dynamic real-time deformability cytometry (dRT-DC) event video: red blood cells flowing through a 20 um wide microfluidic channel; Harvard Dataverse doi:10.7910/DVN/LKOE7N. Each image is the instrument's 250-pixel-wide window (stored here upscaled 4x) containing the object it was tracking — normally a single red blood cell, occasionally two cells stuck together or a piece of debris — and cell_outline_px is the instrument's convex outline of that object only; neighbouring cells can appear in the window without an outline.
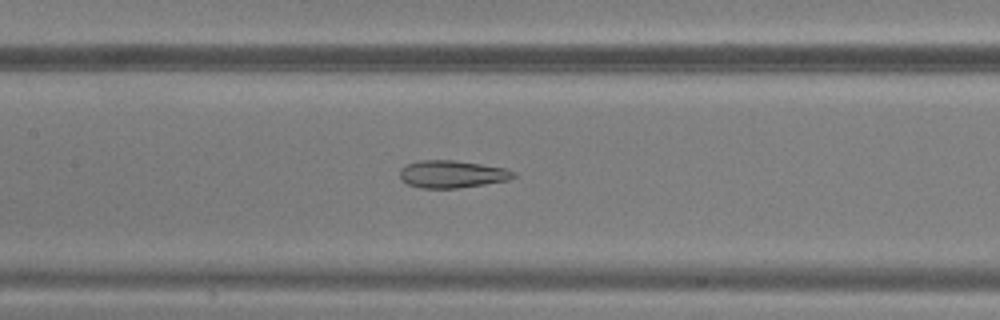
{"species": "common noctule bat (a hibernating species)", "species_latin": "Nyctalus noctula", "temperature_condition": "warm", "stored_images_in_passage": 41, "camera_frame_rate_fps": 3000, "um_per_image_px": 0.085, "animal": {"sex": "male", "body_mass_g": 20.5, "forearm_length_mm": 52.5}, "frame": {"image": 1, "passage_image": 16, "time_ms": 5.0, "image_size_px": [1000, 320], "cell_outline_px": [[516, 176], [508, 180], [484, 184], [456, 188], [420, 188], [408, 184], [400, 180], [400, 168], [408, 164], [420, 160], [456, 160], [508, 168], [516, 172]], "centroid_in_image_um": [38.44, 14.79], "position_along_channel_um": 169.0, "area_um2": 18.32}}
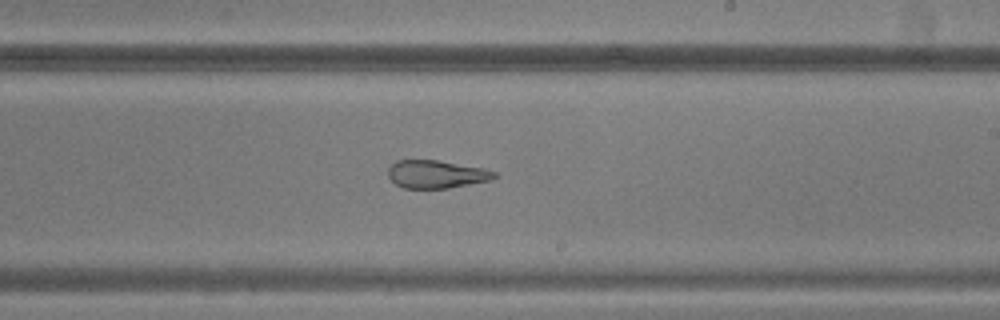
{"frame": {"image": 2, "passage_image": 22, "time_ms": 7.0, "image_size_px": [1000, 320], "cell_outline_px": [[496, 176], [492, 180], [448, 188], [404, 188], [396, 184], [388, 176], [388, 168], [396, 160], [436, 160], [484, 168], [496, 172]], "centroid_in_image_um": [37.09, 14.81], "position_along_channel_um": 251.9, "area_um2": 17.22}}
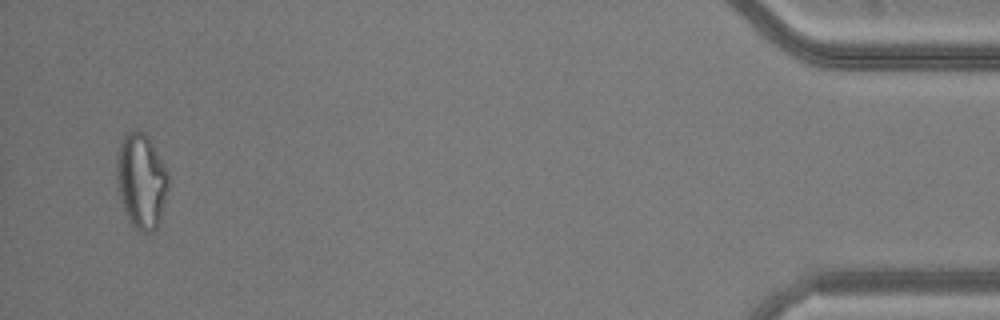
{"frame": {"image": 3, "passage_image": 40, "time_ms": 13.0, "image_size_px": [1000, 320], "cell_outline_px": [[168, 188], [160, 216], [156, 228], [152, 232], [140, 232], [128, 220], [120, 196], [116, 176], [116, 168], [120, 140], [124, 132], [144, 132], [148, 136], [168, 172]], "centroid_in_image_um": [12.0, 15.36], "position_along_channel_um": 423.2, "area_um2": 28.26}}